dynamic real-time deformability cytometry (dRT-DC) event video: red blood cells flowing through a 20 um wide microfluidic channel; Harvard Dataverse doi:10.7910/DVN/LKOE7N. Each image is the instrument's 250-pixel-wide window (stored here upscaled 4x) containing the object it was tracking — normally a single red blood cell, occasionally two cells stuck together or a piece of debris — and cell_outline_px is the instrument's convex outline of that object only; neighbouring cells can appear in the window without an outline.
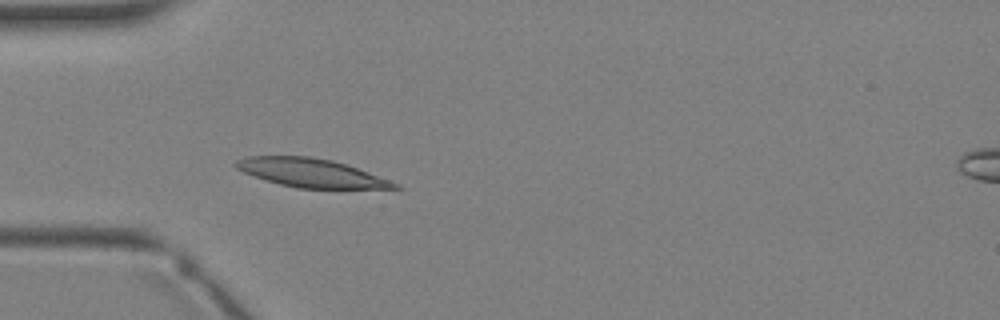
{"species": "Egyptian fruit bat (a non-hibernating species)", "species_latin": "Rousettus aegyptiacus", "temperature_condition": "warm", "stored_images_in_passage": 3, "camera_frame_rate_fps": 3000, "um_per_image_px": 0.085, "animal": {"sex": "female"}, "frame": {"image": 1, "passage_image": 2, "time_ms": 1.0, "image_size_px": [1000, 320], "cell_outline_px": [[404, 188], [296, 188], [280, 184], [244, 172], [236, 168], [232, 164], [236, 160], [248, 156], [312, 156], [332, 160], [368, 172], [400, 184]], "centroid_in_image_um": [26.43, 14.69], "position_along_channel_um": 58.6, "area_um2": 26.07}}